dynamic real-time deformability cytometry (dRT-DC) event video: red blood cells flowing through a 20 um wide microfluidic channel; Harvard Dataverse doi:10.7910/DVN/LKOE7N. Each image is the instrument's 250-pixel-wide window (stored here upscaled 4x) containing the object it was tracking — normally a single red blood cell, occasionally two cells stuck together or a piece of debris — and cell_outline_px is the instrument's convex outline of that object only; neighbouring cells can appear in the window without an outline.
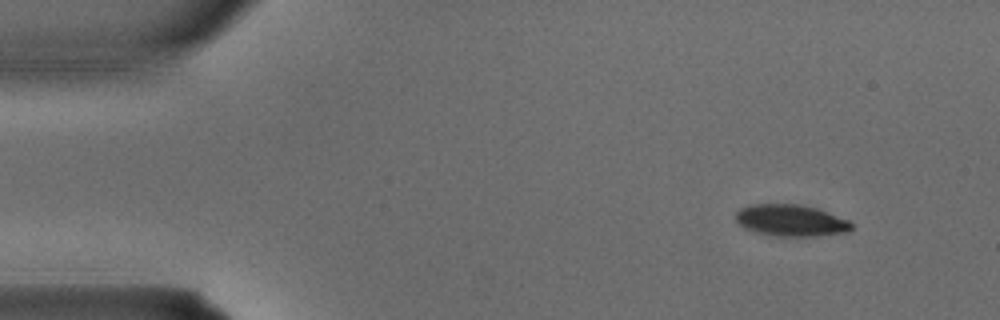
{"species": "common noctule bat (a hibernating species)", "species_latin": "Nyctalus noctula", "temperature_condition": "warm", "stored_images_in_passage": 3, "camera_frame_rate_fps": 3000, "um_per_image_px": 0.085, "animal": {"sex": "male", "body_mass_g": 15.6}, "frame": {"image": 1, "passage_image": 1, "time_ms": 0.0, "image_size_px": [1000, 320], "cell_outline_px": [[852, 228], [848, 232], [816, 236], [776, 236], [756, 232], [744, 228], [736, 220], [736, 212], [740, 208], [752, 204], [800, 204], [816, 208], [828, 212], [848, 220], [852, 224]], "centroid_in_image_um": [67.22, 18.73], "position_along_channel_um": 17.8, "area_um2": 21.33}}
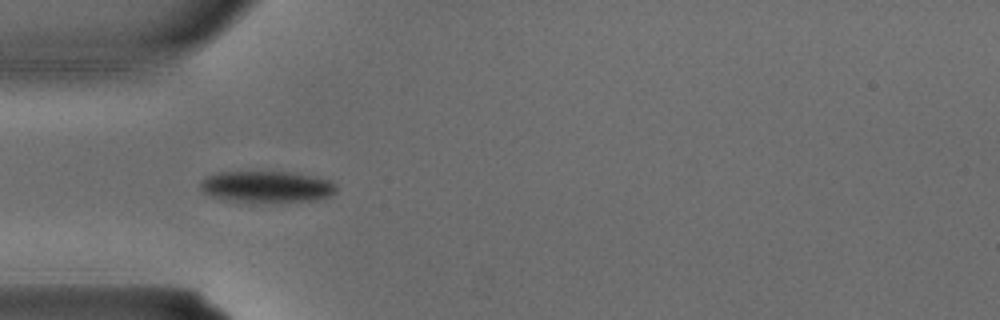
{"frame": {"image": 2, "passage_image": 3, "time_ms": 0.667, "image_size_px": [1000, 320], "cell_outline_px": [[336, 192], [332, 196], [316, 200], [272, 204], [220, 200], [200, 192], [200, 180], [208, 176], [220, 172], [296, 172], [332, 180], [336, 184]], "centroid_in_image_um": [22.69, 15.91], "position_along_channel_um": 62.3, "area_um2": 26.07}}